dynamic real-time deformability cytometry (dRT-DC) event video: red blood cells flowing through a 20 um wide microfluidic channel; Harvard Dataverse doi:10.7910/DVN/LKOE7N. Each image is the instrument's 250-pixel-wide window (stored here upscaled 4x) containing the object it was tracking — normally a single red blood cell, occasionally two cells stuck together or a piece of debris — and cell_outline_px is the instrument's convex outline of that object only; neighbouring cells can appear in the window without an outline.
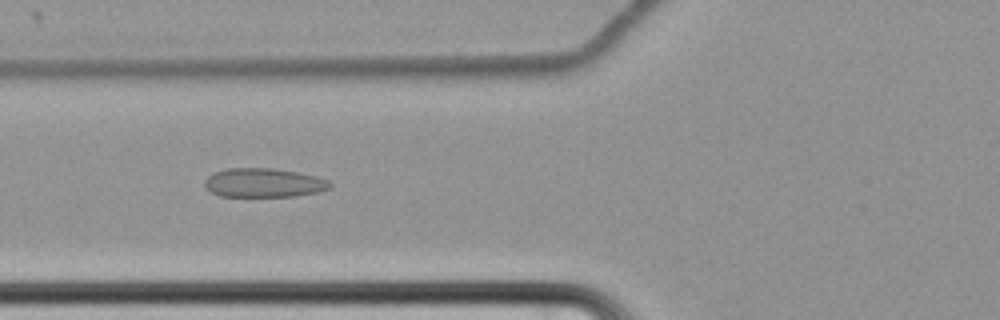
{"species": "common noctule bat (a hibernating species)", "species_latin": "Nyctalus noctula", "temperature_condition": "cold", "stored_images_in_passage": 50, "camera_frame_rate_fps": 3000, "um_per_image_px": 0.085, "animal": {"sex": "female", "body_mass_g": 22.7, "forearm_length_mm": 54.2}, "frame": {"image": 1, "passage_image": 14, "time_ms": 4.333, "image_size_px": [1000, 320], "cell_outline_px": [[332, 188], [316, 192], [296, 196], [220, 196], [208, 192], [204, 188], [204, 180], [208, 176], [216, 172], [228, 168], [272, 168], [296, 172], [316, 176], [328, 180], [332, 184]], "centroid_in_image_um": [22.39, 15.54], "position_along_channel_um": 103.4, "area_um2": 21.27}}
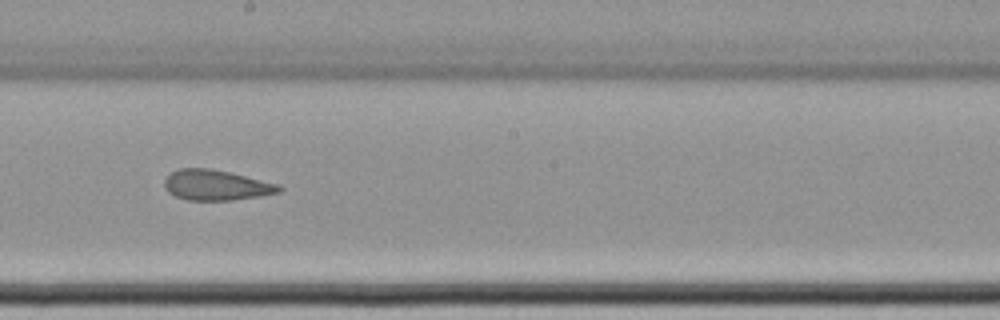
{"frame": {"image": 2, "passage_image": 25, "time_ms": 8.0, "image_size_px": [1000, 320], "cell_outline_px": [[284, 188], [280, 192], [260, 196], [232, 200], [188, 200], [176, 196], [168, 192], [164, 184], [164, 180], [172, 172], [180, 168], [208, 168], [228, 172], [280, 184]], "centroid_in_image_um": [18.4, 15.74], "position_along_channel_um": 229.8, "area_um2": 20.17}}
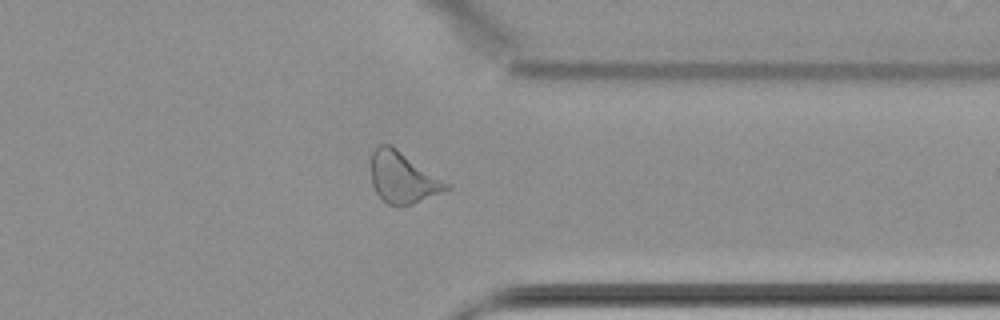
{"frame": {"image": 3, "passage_image": 38, "time_ms": 12.333, "image_size_px": [1000, 320], "cell_outline_px": [[452, 188], [412, 204], [400, 208], [396, 208], [380, 200], [372, 184], [372, 152], [380, 144], [388, 144], [396, 148], [452, 184]], "centroid_in_image_um": [34.26, 15.14], "position_along_channel_um": 377.1, "area_um2": 22.72}, "authors_computed_cell_mechanics": {"area_um2": 21.8773, "velocity_mm_per_s": 3.4454, "shape_relaxation_time_tau1_ms": null, "shape_relaxation_time_tau2_ms": 2.3352, "deformation_change_tau1": null, "deformation_change_tau2": 0.0982}}